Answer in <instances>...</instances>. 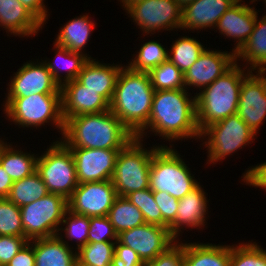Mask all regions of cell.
Here are the masks:
<instances>
[{
  "label": "cell",
  "instance_id": "cell-45",
  "mask_svg": "<svg viewBox=\"0 0 266 266\" xmlns=\"http://www.w3.org/2000/svg\"><path fill=\"white\" fill-rule=\"evenodd\" d=\"M28 241L7 266H35L34 248Z\"/></svg>",
  "mask_w": 266,
  "mask_h": 266
},
{
  "label": "cell",
  "instance_id": "cell-22",
  "mask_svg": "<svg viewBox=\"0 0 266 266\" xmlns=\"http://www.w3.org/2000/svg\"><path fill=\"white\" fill-rule=\"evenodd\" d=\"M206 202L205 193L199 184L179 200L175 221L169 226V232L175 240L181 229L180 226L184 224L188 227L204 225Z\"/></svg>",
  "mask_w": 266,
  "mask_h": 266
},
{
  "label": "cell",
  "instance_id": "cell-13",
  "mask_svg": "<svg viewBox=\"0 0 266 266\" xmlns=\"http://www.w3.org/2000/svg\"><path fill=\"white\" fill-rule=\"evenodd\" d=\"M174 239L169 228L148 223L122 231L118 235V241L133 249L144 263L164 252L176 242Z\"/></svg>",
  "mask_w": 266,
  "mask_h": 266
},
{
  "label": "cell",
  "instance_id": "cell-48",
  "mask_svg": "<svg viewBox=\"0 0 266 266\" xmlns=\"http://www.w3.org/2000/svg\"><path fill=\"white\" fill-rule=\"evenodd\" d=\"M13 180L0 165V198H6L13 185Z\"/></svg>",
  "mask_w": 266,
  "mask_h": 266
},
{
  "label": "cell",
  "instance_id": "cell-43",
  "mask_svg": "<svg viewBox=\"0 0 266 266\" xmlns=\"http://www.w3.org/2000/svg\"><path fill=\"white\" fill-rule=\"evenodd\" d=\"M28 241L26 237L0 236V266H7Z\"/></svg>",
  "mask_w": 266,
  "mask_h": 266
},
{
  "label": "cell",
  "instance_id": "cell-24",
  "mask_svg": "<svg viewBox=\"0 0 266 266\" xmlns=\"http://www.w3.org/2000/svg\"><path fill=\"white\" fill-rule=\"evenodd\" d=\"M35 240V241H34ZM35 266H75L77 254H73L68 244L55 235L33 239Z\"/></svg>",
  "mask_w": 266,
  "mask_h": 266
},
{
  "label": "cell",
  "instance_id": "cell-27",
  "mask_svg": "<svg viewBox=\"0 0 266 266\" xmlns=\"http://www.w3.org/2000/svg\"><path fill=\"white\" fill-rule=\"evenodd\" d=\"M235 56L236 58L243 57V59L251 62L252 69L259 66L258 71H266V16L259 22L256 18L254 29L248 41L235 53Z\"/></svg>",
  "mask_w": 266,
  "mask_h": 266
},
{
  "label": "cell",
  "instance_id": "cell-19",
  "mask_svg": "<svg viewBox=\"0 0 266 266\" xmlns=\"http://www.w3.org/2000/svg\"><path fill=\"white\" fill-rule=\"evenodd\" d=\"M241 1L238 0L233 4L221 16L216 25L222 34L238 39L237 41L239 42L236 45L237 47H235V53L248 41L257 18V12L253 8L245 4H238Z\"/></svg>",
  "mask_w": 266,
  "mask_h": 266
},
{
  "label": "cell",
  "instance_id": "cell-25",
  "mask_svg": "<svg viewBox=\"0 0 266 266\" xmlns=\"http://www.w3.org/2000/svg\"><path fill=\"white\" fill-rule=\"evenodd\" d=\"M231 246L184 244L185 266H230Z\"/></svg>",
  "mask_w": 266,
  "mask_h": 266
},
{
  "label": "cell",
  "instance_id": "cell-44",
  "mask_svg": "<svg viewBox=\"0 0 266 266\" xmlns=\"http://www.w3.org/2000/svg\"><path fill=\"white\" fill-rule=\"evenodd\" d=\"M115 244V255L111 266H145V263L133 249L121 244L118 240L115 241Z\"/></svg>",
  "mask_w": 266,
  "mask_h": 266
},
{
  "label": "cell",
  "instance_id": "cell-28",
  "mask_svg": "<svg viewBox=\"0 0 266 266\" xmlns=\"http://www.w3.org/2000/svg\"><path fill=\"white\" fill-rule=\"evenodd\" d=\"M107 217L118 235L122 231L139 227L146 223L143 213L126 197L120 196L115 199Z\"/></svg>",
  "mask_w": 266,
  "mask_h": 266
},
{
  "label": "cell",
  "instance_id": "cell-3",
  "mask_svg": "<svg viewBox=\"0 0 266 266\" xmlns=\"http://www.w3.org/2000/svg\"><path fill=\"white\" fill-rule=\"evenodd\" d=\"M187 96L185 88L155 91L146 126L167 139L200 138L196 98Z\"/></svg>",
  "mask_w": 266,
  "mask_h": 266
},
{
  "label": "cell",
  "instance_id": "cell-39",
  "mask_svg": "<svg viewBox=\"0 0 266 266\" xmlns=\"http://www.w3.org/2000/svg\"><path fill=\"white\" fill-rule=\"evenodd\" d=\"M67 213L70 214L66 219L63 218L62 223H67V227L64 228L66 237L69 239L78 238L80 240L77 244L78 249L85 246L88 243V235L90 228V217L73 213L67 209Z\"/></svg>",
  "mask_w": 266,
  "mask_h": 266
},
{
  "label": "cell",
  "instance_id": "cell-21",
  "mask_svg": "<svg viewBox=\"0 0 266 266\" xmlns=\"http://www.w3.org/2000/svg\"><path fill=\"white\" fill-rule=\"evenodd\" d=\"M121 68L117 65L107 66L89 59L78 74L77 80L87 89L97 91L110 103Z\"/></svg>",
  "mask_w": 266,
  "mask_h": 266
},
{
  "label": "cell",
  "instance_id": "cell-2",
  "mask_svg": "<svg viewBox=\"0 0 266 266\" xmlns=\"http://www.w3.org/2000/svg\"><path fill=\"white\" fill-rule=\"evenodd\" d=\"M69 148L123 149L135 137L110 110L82 114L64 123Z\"/></svg>",
  "mask_w": 266,
  "mask_h": 266
},
{
  "label": "cell",
  "instance_id": "cell-17",
  "mask_svg": "<svg viewBox=\"0 0 266 266\" xmlns=\"http://www.w3.org/2000/svg\"><path fill=\"white\" fill-rule=\"evenodd\" d=\"M61 113L64 123L71 117L110 110V103L97 91L77 79L61 85Z\"/></svg>",
  "mask_w": 266,
  "mask_h": 266
},
{
  "label": "cell",
  "instance_id": "cell-34",
  "mask_svg": "<svg viewBox=\"0 0 266 266\" xmlns=\"http://www.w3.org/2000/svg\"><path fill=\"white\" fill-rule=\"evenodd\" d=\"M77 260L91 266H111L115 255V242H92L78 249Z\"/></svg>",
  "mask_w": 266,
  "mask_h": 266
},
{
  "label": "cell",
  "instance_id": "cell-49",
  "mask_svg": "<svg viewBox=\"0 0 266 266\" xmlns=\"http://www.w3.org/2000/svg\"><path fill=\"white\" fill-rule=\"evenodd\" d=\"M175 1L183 8L185 5L195 0H175Z\"/></svg>",
  "mask_w": 266,
  "mask_h": 266
},
{
  "label": "cell",
  "instance_id": "cell-9",
  "mask_svg": "<svg viewBox=\"0 0 266 266\" xmlns=\"http://www.w3.org/2000/svg\"><path fill=\"white\" fill-rule=\"evenodd\" d=\"M5 103L6 114L23 127H37L52 119L61 132H64L61 94H33L28 97L7 98Z\"/></svg>",
  "mask_w": 266,
  "mask_h": 266
},
{
  "label": "cell",
  "instance_id": "cell-4",
  "mask_svg": "<svg viewBox=\"0 0 266 266\" xmlns=\"http://www.w3.org/2000/svg\"><path fill=\"white\" fill-rule=\"evenodd\" d=\"M244 71L235 63L195 96L197 123L202 133L208 126L237 114Z\"/></svg>",
  "mask_w": 266,
  "mask_h": 266
},
{
  "label": "cell",
  "instance_id": "cell-46",
  "mask_svg": "<svg viewBox=\"0 0 266 266\" xmlns=\"http://www.w3.org/2000/svg\"><path fill=\"white\" fill-rule=\"evenodd\" d=\"M244 180L250 185L266 188V163L248 170L244 175Z\"/></svg>",
  "mask_w": 266,
  "mask_h": 266
},
{
  "label": "cell",
  "instance_id": "cell-42",
  "mask_svg": "<svg viewBox=\"0 0 266 266\" xmlns=\"http://www.w3.org/2000/svg\"><path fill=\"white\" fill-rule=\"evenodd\" d=\"M145 266H185L184 244H172L156 258L146 262Z\"/></svg>",
  "mask_w": 266,
  "mask_h": 266
},
{
  "label": "cell",
  "instance_id": "cell-38",
  "mask_svg": "<svg viewBox=\"0 0 266 266\" xmlns=\"http://www.w3.org/2000/svg\"><path fill=\"white\" fill-rule=\"evenodd\" d=\"M230 266H266V251L254 243L231 246Z\"/></svg>",
  "mask_w": 266,
  "mask_h": 266
},
{
  "label": "cell",
  "instance_id": "cell-16",
  "mask_svg": "<svg viewBox=\"0 0 266 266\" xmlns=\"http://www.w3.org/2000/svg\"><path fill=\"white\" fill-rule=\"evenodd\" d=\"M7 98L28 97L33 94H61V86L54 80L46 64H24L10 83Z\"/></svg>",
  "mask_w": 266,
  "mask_h": 266
},
{
  "label": "cell",
  "instance_id": "cell-50",
  "mask_svg": "<svg viewBox=\"0 0 266 266\" xmlns=\"http://www.w3.org/2000/svg\"><path fill=\"white\" fill-rule=\"evenodd\" d=\"M138 0H122V2L124 3L123 6L125 5L124 8H127L129 5H131L132 3L136 2Z\"/></svg>",
  "mask_w": 266,
  "mask_h": 266
},
{
  "label": "cell",
  "instance_id": "cell-20",
  "mask_svg": "<svg viewBox=\"0 0 266 266\" xmlns=\"http://www.w3.org/2000/svg\"><path fill=\"white\" fill-rule=\"evenodd\" d=\"M238 0H195L182 8L180 28L203 29L217 25L221 16Z\"/></svg>",
  "mask_w": 266,
  "mask_h": 266
},
{
  "label": "cell",
  "instance_id": "cell-40",
  "mask_svg": "<svg viewBox=\"0 0 266 266\" xmlns=\"http://www.w3.org/2000/svg\"><path fill=\"white\" fill-rule=\"evenodd\" d=\"M109 238L118 240V234L115 232L109 218L107 216L90 217L88 243L111 242Z\"/></svg>",
  "mask_w": 266,
  "mask_h": 266
},
{
  "label": "cell",
  "instance_id": "cell-7",
  "mask_svg": "<svg viewBox=\"0 0 266 266\" xmlns=\"http://www.w3.org/2000/svg\"><path fill=\"white\" fill-rule=\"evenodd\" d=\"M36 172L49 193L60 194L68 199L78 186L73 154L64 142H56L46 153L37 158Z\"/></svg>",
  "mask_w": 266,
  "mask_h": 266
},
{
  "label": "cell",
  "instance_id": "cell-12",
  "mask_svg": "<svg viewBox=\"0 0 266 266\" xmlns=\"http://www.w3.org/2000/svg\"><path fill=\"white\" fill-rule=\"evenodd\" d=\"M126 10L146 33L181 27L182 7L175 0H138Z\"/></svg>",
  "mask_w": 266,
  "mask_h": 266
},
{
  "label": "cell",
  "instance_id": "cell-51",
  "mask_svg": "<svg viewBox=\"0 0 266 266\" xmlns=\"http://www.w3.org/2000/svg\"><path fill=\"white\" fill-rule=\"evenodd\" d=\"M75 266H91V265H88V264H81V263L77 260Z\"/></svg>",
  "mask_w": 266,
  "mask_h": 266
},
{
  "label": "cell",
  "instance_id": "cell-11",
  "mask_svg": "<svg viewBox=\"0 0 266 266\" xmlns=\"http://www.w3.org/2000/svg\"><path fill=\"white\" fill-rule=\"evenodd\" d=\"M117 197L111 180L80 183L67 199L68 210L87 217L107 216Z\"/></svg>",
  "mask_w": 266,
  "mask_h": 266
},
{
  "label": "cell",
  "instance_id": "cell-10",
  "mask_svg": "<svg viewBox=\"0 0 266 266\" xmlns=\"http://www.w3.org/2000/svg\"><path fill=\"white\" fill-rule=\"evenodd\" d=\"M206 134L210 135L205 144L209 162L213 163L246 145L256 135L237 114L208 126L201 136Z\"/></svg>",
  "mask_w": 266,
  "mask_h": 266
},
{
  "label": "cell",
  "instance_id": "cell-37",
  "mask_svg": "<svg viewBox=\"0 0 266 266\" xmlns=\"http://www.w3.org/2000/svg\"><path fill=\"white\" fill-rule=\"evenodd\" d=\"M125 197L143 213L146 223L162 226V214L150 188L132 191Z\"/></svg>",
  "mask_w": 266,
  "mask_h": 266
},
{
  "label": "cell",
  "instance_id": "cell-35",
  "mask_svg": "<svg viewBox=\"0 0 266 266\" xmlns=\"http://www.w3.org/2000/svg\"><path fill=\"white\" fill-rule=\"evenodd\" d=\"M55 45H56V49L58 52V56H62V58L64 57L65 59H67V62H65V65L68 71L66 72L67 74H65L66 75L65 76L66 78H64L65 80H63L65 82L63 83L61 82L60 80L61 77L59 75L58 68H56L55 66V63H51V62L46 63L45 61V64L48 70L51 72L54 80L61 86L64 83L77 79L78 74L82 71L84 64L91 58L85 55H82L78 52H72L69 49L65 47H61L57 44Z\"/></svg>",
  "mask_w": 266,
  "mask_h": 266
},
{
  "label": "cell",
  "instance_id": "cell-29",
  "mask_svg": "<svg viewBox=\"0 0 266 266\" xmlns=\"http://www.w3.org/2000/svg\"><path fill=\"white\" fill-rule=\"evenodd\" d=\"M88 19L87 16L83 15V17L81 16L80 18L69 21L60 30L55 43L72 52L81 53V49L90 37L92 27H94V23Z\"/></svg>",
  "mask_w": 266,
  "mask_h": 266
},
{
  "label": "cell",
  "instance_id": "cell-47",
  "mask_svg": "<svg viewBox=\"0 0 266 266\" xmlns=\"http://www.w3.org/2000/svg\"><path fill=\"white\" fill-rule=\"evenodd\" d=\"M29 10L42 24L46 21L47 11L43 4V0H18Z\"/></svg>",
  "mask_w": 266,
  "mask_h": 266
},
{
  "label": "cell",
  "instance_id": "cell-36",
  "mask_svg": "<svg viewBox=\"0 0 266 266\" xmlns=\"http://www.w3.org/2000/svg\"><path fill=\"white\" fill-rule=\"evenodd\" d=\"M0 236H24L20 207L0 198Z\"/></svg>",
  "mask_w": 266,
  "mask_h": 266
},
{
  "label": "cell",
  "instance_id": "cell-6",
  "mask_svg": "<svg viewBox=\"0 0 266 266\" xmlns=\"http://www.w3.org/2000/svg\"><path fill=\"white\" fill-rule=\"evenodd\" d=\"M149 188L167 192L180 200L198 183L193 179L185 162L170 147L161 146L152 157L149 172Z\"/></svg>",
  "mask_w": 266,
  "mask_h": 266
},
{
  "label": "cell",
  "instance_id": "cell-32",
  "mask_svg": "<svg viewBox=\"0 0 266 266\" xmlns=\"http://www.w3.org/2000/svg\"><path fill=\"white\" fill-rule=\"evenodd\" d=\"M155 91L184 89V74L169 59L149 72Z\"/></svg>",
  "mask_w": 266,
  "mask_h": 266
},
{
  "label": "cell",
  "instance_id": "cell-41",
  "mask_svg": "<svg viewBox=\"0 0 266 266\" xmlns=\"http://www.w3.org/2000/svg\"><path fill=\"white\" fill-rule=\"evenodd\" d=\"M153 197L162 214V226L169 228L175 221L179 200L161 191H154Z\"/></svg>",
  "mask_w": 266,
  "mask_h": 266
},
{
  "label": "cell",
  "instance_id": "cell-18",
  "mask_svg": "<svg viewBox=\"0 0 266 266\" xmlns=\"http://www.w3.org/2000/svg\"><path fill=\"white\" fill-rule=\"evenodd\" d=\"M235 52L204 50L197 61L184 73V85L206 88L236 63Z\"/></svg>",
  "mask_w": 266,
  "mask_h": 266
},
{
  "label": "cell",
  "instance_id": "cell-30",
  "mask_svg": "<svg viewBox=\"0 0 266 266\" xmlns=\"http://www.w3.org/2000/svg\"><path fill=\"white\" fill-rule=\"evenodd\" d=\"M49 193L47 186L35 171L32 175L15 181L6 197L19 207L43 198Z\"/></svg>",
  "mask_w": 266,
  "mask_h": 266
},
{
  "label": "cell",
  "instance_id": "cell-26",
  "mask_svg": "<svg viewBox=\"0 0 266 266\" xmlns=\"http://www.w3.org/2000/svg\"><path fill=\"white\" fill-rule=\"evenodd\" d=\"M34 155L23 154L0 141V165L13 182L32 175L36 171L37 158Z\"/></svg>",
  "mask_w": 266,
  "mask_h": 266
},
{
  "label": "cell",
  "instance_id": "cell-33",
  "mask_svg": "<svg viewBox=\"0 0 266 266\" xmlns=\"http://www.w3.org/2000/svg\"><path fill=\"white\" fill-rule=\"evenodd\" d=\"M163 45L149 41L143 44L138 55L130 62L128 67L136 72H150L153 68L168 59V52H166Z\"/></svg>",
  "mask_w": 266,
  "mask_h": 266
},
{
  "label": "cell",
  "instance_id": "cell-23",
  "mask_svg": "<svg viewBox=\"0 0 266 266\" xmlns=\"http://www.w3.org/2000/svg\"><path fill=\"white\" fill-rule=\"evenodd\" d=\"M0 25L13 34H36L43 25L18 0H0Z\"/></svg>",
  "mask_w": 266,
  "mask_h": 266
},
{
  "label": "cell",
  "instance_id": "cell-31",
  "mask_svg": "<svg viewBox=\"0 0 266 266\" xmlns=\"http://www.w3.org/2000/svg\"><path fill=\"white\" fill-rule=\"evenodd\" d=\"M204 50L203 45L195 39L183 37L173 44L168 59L184 74Z\"/></svg>",
  "mask_w": 266,
  "mask_h": 266
},
{
  "label": "cell",
  "instance_id": "cell-14",
  "mask_svg": "<svg viewBox=\"0 0 266 266\" xmlns=\"http://www.w3.org/2000/svg\"><path fill=\"white\" fill-rule=\"evenodd\" d=\"M258 75L247 74L242 80L237 115L257 133L266 116V77L265 71Z\"/></svg>",
  "mask_w": 266,
  "mask_h": 266
},
{
  "label": "cell",
  "instance_id": "cell-15",
  "mask_svg": "<svg viewBox=\"0 0 266 266\" xmlns=\"http://www.w3.org/2000/svg\"><path fill=\"white\" fill-rule=\"evenodd\" d=\"M78 184L111 180L117 155L122 149L70 148Z\"/></svg>",
  "mask_w": 266,
  "mask_h": 266
},
{
  "label": "cell",
  "instance_id": "cell-8",
  "mask_svg": "<svg viewBox=\"0 0 266 266\" xmlns=\"http://www.w3.org/2000/svg\"><path fill=\"white\" fill-rule=\"evenodd\" d=\"M67 199L48 193L43 198L20 207L24 236L29 240L59 235L58 225L67 215Z\"/></svg>",
  "mask_w": 266,
  "mask_h": 266
},
{
  "label": "cell",
  "instance_id": "cell-1",
  "mask_svg": "<svg viewBox=\"0 0 266 266\" xmlns=\"http://www.w3.org/2000/svg\"><path fill=\"white\" fill-rule=\"evenodd\" d=\"M155 90L148 72L121 68L115 85L110 111L135 138L141 139L146 127Z\"/></svg>",
  "mask_w": 266,
  "mask_h": 266
},
{
  "label": "cell",
  "instance_id": "cell-5",
  "mask_svg": "<svg viewBox=\"0 0 266 266\" xmlns=\"http://www.w3.org/2000/svg\"><path fill=\"white\" fill-rule=\"evenodd\" d=\"M140 142L138 138L132 139L117 155L111 182L120 197L149 188L152 157L160 147L147 151Z\"/></svg>",
  "mask_w": 266,
  "mask_h": 266
}]
</instances>
